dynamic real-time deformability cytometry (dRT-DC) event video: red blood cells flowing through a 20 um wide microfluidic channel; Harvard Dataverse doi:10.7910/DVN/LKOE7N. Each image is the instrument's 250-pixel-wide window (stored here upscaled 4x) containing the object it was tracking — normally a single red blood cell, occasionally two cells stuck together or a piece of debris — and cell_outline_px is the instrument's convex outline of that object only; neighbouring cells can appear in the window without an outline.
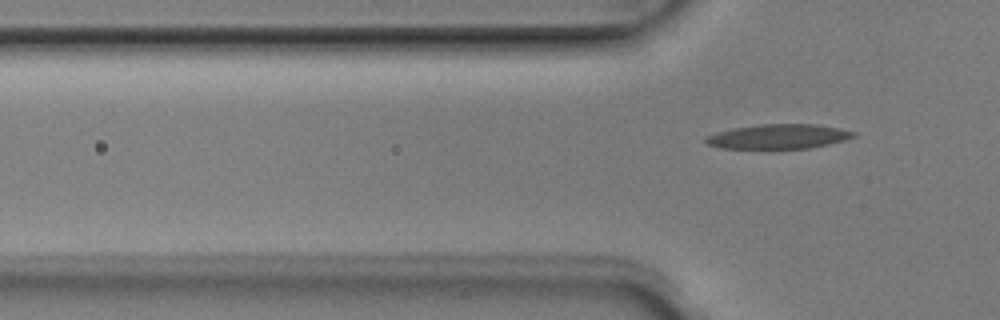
{"species": "Egyptian fruit bat (a non-hibernating species)", "species_latin": "Rousettus aegyptiacus", "temperature_condition": "room temperature", "stored_images_in_passage": 3, "segment_of_instrument_passage": [2, 2], "camera_frame_rate_fps": 3000, "um_per_image_px": 0.085, "animal": {"sex": "male"}, "frame": {"image": 1, "passage_image": 3, "time_ms": 0.667, "image_size_px": [1000, 320], "cell_outline_px": [[856, 136], [844, 140], [828, 144], [808, 148], [772, 152], [720, 148], [704, 144], [704, 140], [708, 136], [716, 132], [732, 128], [760, 124], [816, 124], [840, 128], [856, 132]], "centroid_in_image_um": [66.09, 11.66], "position_along_channel_um": 59.7, "area_um2": 22.43}}